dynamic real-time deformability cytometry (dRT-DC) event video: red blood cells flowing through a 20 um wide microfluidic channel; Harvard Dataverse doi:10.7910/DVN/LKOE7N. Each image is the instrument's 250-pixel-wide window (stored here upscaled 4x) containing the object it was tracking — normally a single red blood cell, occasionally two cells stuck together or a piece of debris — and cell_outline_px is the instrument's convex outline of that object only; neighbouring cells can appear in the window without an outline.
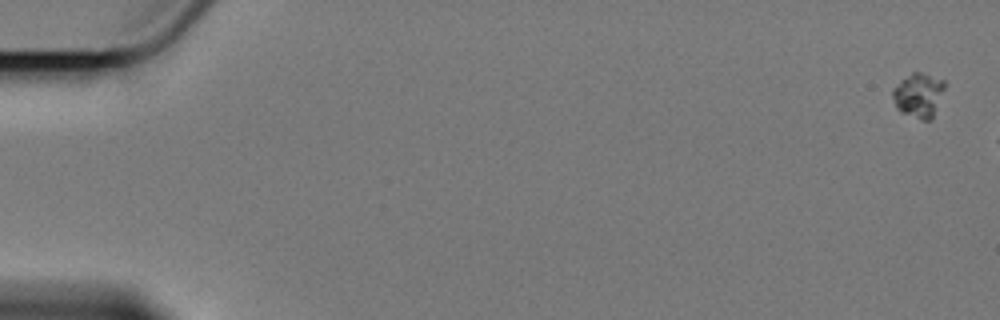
{"species": "Egyptian fruit bat (a non-hibernating species)", "species_latin": "Rousettus aegyptiacus", "temperature_condition": "cold", "stored_images_in_passage": 6, "camera_frame_rate_fps": 3000, "um_per_image_px": 0.085, "animal": {"sex": "female"}, "frame": {"image": 1, "passage_image": 1, "time_ms": 0.0, "image_size_px": [1000, 320], "cell_outline_px": [[944, 88], [932, 116], [928, 120], [924, 120], [900, 112], [896, 108], [892, 96], [892, 88], [900, 80], [912, 72], [920, 72], [944, 80]], "centroid_in_image_um": [78.02, 8.06], "position_along_channel_um": 7.0, "area_um2": 13.18}}